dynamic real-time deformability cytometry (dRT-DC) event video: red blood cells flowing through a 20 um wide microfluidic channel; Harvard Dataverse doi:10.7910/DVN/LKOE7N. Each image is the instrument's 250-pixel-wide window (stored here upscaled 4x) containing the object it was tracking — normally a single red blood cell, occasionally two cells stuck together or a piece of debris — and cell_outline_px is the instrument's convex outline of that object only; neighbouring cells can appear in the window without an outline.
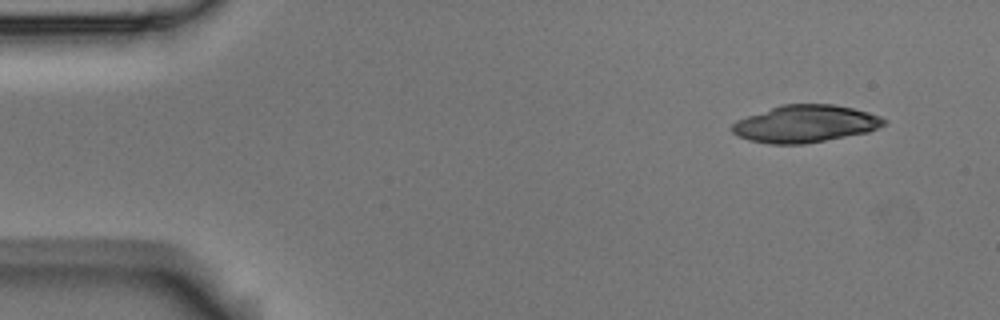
{"species": "Egyptian fruit bat (a non-hibernating species)", "species_latin": "Rousettus aegyptiacus", "temperature_condition": "room temperature", "stored_images_in_passage": 4, "camera_frame_rate_fps": 3000, "um_per_image_px": 0.085, "animal": {"sex": "male"}, "frame": {"image": 1, "passage_image": 1, "time_ms": 0.0, "image_size_px": [1000, 320], "cell_outline_px": [[888, 120], [884, 124], [868, 132], [804, 144], [768, 144], [748, 140], [732, 132], [732, 124], [736, 120], [784, 104], [832, 104], [852, 108], [868, 112], [880, 116]], "centroid_in_image_um": [68.45, 10.53], "position_along_channel_um": 16.5, "area_um2": 32.66}}